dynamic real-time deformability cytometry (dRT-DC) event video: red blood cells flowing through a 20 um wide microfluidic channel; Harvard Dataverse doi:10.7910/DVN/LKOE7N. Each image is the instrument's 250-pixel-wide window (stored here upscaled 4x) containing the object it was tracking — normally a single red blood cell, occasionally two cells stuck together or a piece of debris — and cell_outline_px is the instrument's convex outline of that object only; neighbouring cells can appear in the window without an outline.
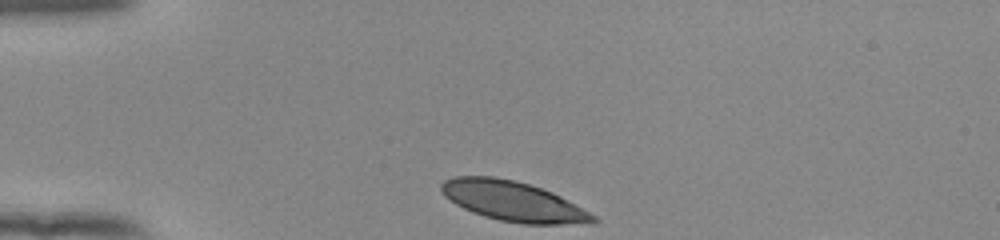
{"species": "human", "species_latin": "Homo sapiens", "temperature_condition": "room temperature", "stored_images_in_passage": 32, "camera_frame_rate_fps": 3000, "um_per_image_px": 0.085, "donor": {"sex": "female"}, "frame": {"image": 1, "passage_image": 1, "time_ms": 0.0, "image_size_px": [1000, 240], "cell_outline_px": [[600, 220], [592, 224], [520, 224], [500, 220], [484, 216], [472, 212], [456, 204], [444, 196], [440, 188], [440, 184], [444, 180], [456, 176], [492, 176], [516, 180], [552, 192], [560, 196], [596, 216]], "centroid_in_image_um": [43.62, 17.11], "position_along_channel_um": 41.4, "area_um2": 35.32}}
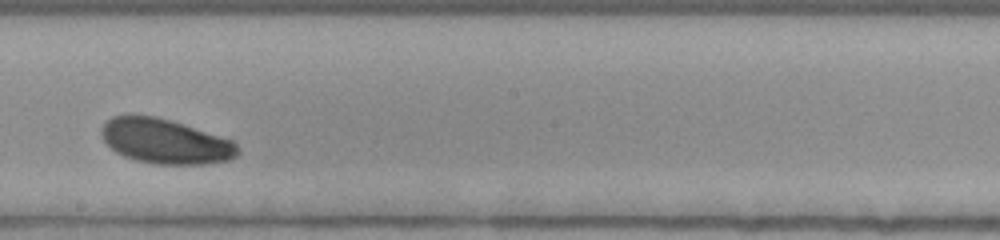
{"frame": {"image": 2, "passage_image": 19, "time_ms": 6.0, "image_size_px": [1000, 240], "cell_outline_px": [[240, 152], [236, 156], [228, 160], [204, 164], [156, 164], [136, 160], [124, 156], [116, 152], [104, 140], [100, 132], [100, 128], [112, 116], [156, 116], [232, 140], [240, 148]], "centroid_in_image_um": [14.05, 12.03], "position_along_channel_um": 234.2, "area_um2": 35.08}}
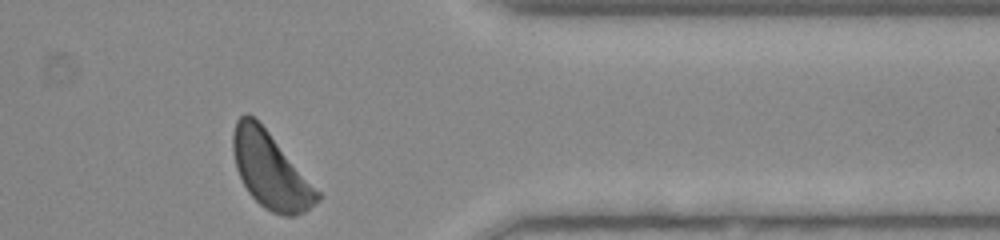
{"frame": {"image": 3, "passage_image": 32, "time_ms": 10.333, "image_size_px": [1000, 240], "cell_outline_px": [[320, 200], [304, 212], [292, 216], [284, 216], [272, 212], [264, 208], [248, 192], [236, 168], [232, 152], [232, 132], [236, 120], [244, 112], [248, 112], [268, 132], [320, 192]], "centroid_in_image_um": [22.96, 14.48], "position_along_channel_um": 388.4, "area_um2": 36.82}, "authors_computed_cell_mechanics": {"area_um2": 36.0961, "velocity_mm_per_s": 3.8406, "shape_relaxation_time_tau1_ms": 10.9988, "shape_relaxation_time_tau2_ms": null, "deformation_change_tau1": 0.2703, "deformation_change_tau2": null}}